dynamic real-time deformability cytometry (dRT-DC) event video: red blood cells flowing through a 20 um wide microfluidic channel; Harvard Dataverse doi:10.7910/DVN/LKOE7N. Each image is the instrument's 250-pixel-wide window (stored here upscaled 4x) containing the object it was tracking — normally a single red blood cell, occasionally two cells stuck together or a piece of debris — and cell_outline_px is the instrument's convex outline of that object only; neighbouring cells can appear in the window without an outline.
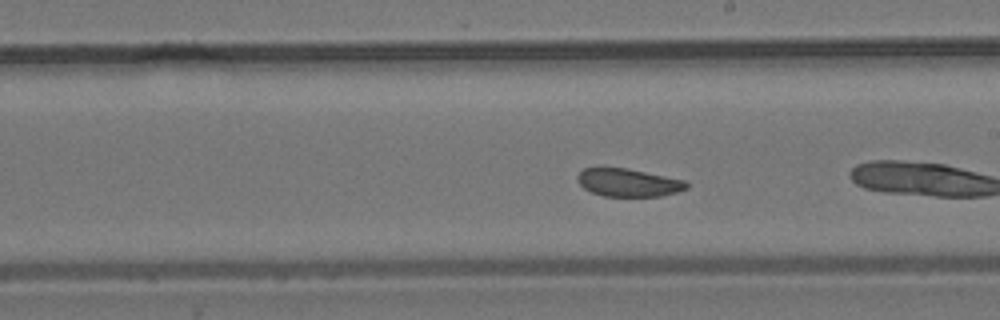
{"species": "common noctule bat (a hibernating species)", "species_latin": "Nyctalus noctula", "temperature_condition": "room temperature", "stored_images_in_passage": 31, "camera_frame_rate_fps": 3000, "um_per_image_px": 0.085, "animal": {"sex": "male", "body_mass_g": 19.2, "forearm_length_mm": 51.8}, "frame": {"image": 1, "passage_image": 26, "time_ms": 8.333, "image_size_px": [1000, 320], "cell_outline_px": [[688, 188], [676, 192], [660, 196], [604, 196], [592, 192], [584, 188], [580, 184], [576, 176], [584, 168], [600, 164], [604, 164], [628, 168], [688, 180]], "centroid_in_image_um": [53.38, 15.46], "position_along_channel_um": 235.6, "area_um2": 18.5}}